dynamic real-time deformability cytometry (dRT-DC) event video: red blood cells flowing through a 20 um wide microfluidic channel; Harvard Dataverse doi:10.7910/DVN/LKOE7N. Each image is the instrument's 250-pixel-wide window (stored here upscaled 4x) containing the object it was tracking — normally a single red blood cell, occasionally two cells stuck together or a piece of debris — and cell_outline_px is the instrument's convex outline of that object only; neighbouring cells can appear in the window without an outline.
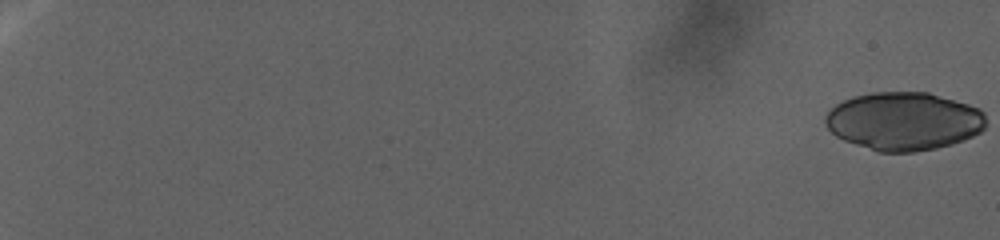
{"species": "human", "species_latin": "Homo sapiens", "temperature_condition": "warm", "stored_images_in_passage": 45, "camera_frame_rate_fps": 3000, "um_per_image_px": 0.085, "donor": {"sex": "female"}, "frame": {"image": 1, "passage_image": 1, "time_ms": 0.0, "image_size_px": [1000, 240], "cell_outline_px": [[984, 128], [980, 132], [964, 140], [952, 144], [936, 148], [912, 152], [876, 152], [844, 140], [836, 136], [824, 124], [824, 116], [836, 104], [852, 96], [872, 92], [928, 92], [968, 104], [980, 108], [984, 112]], "centroid_in_image_um": [76.8, 10.3], "position_along_channel_um": 8.2, "area_um2": 54.62}}
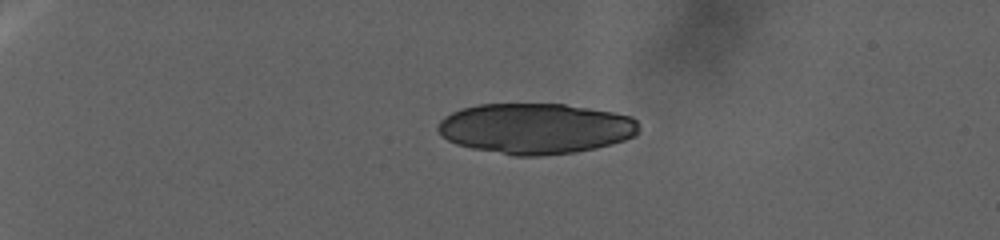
{"frame": {"image": 2, "passage_image": 25, "time_ms": 14.0, "image_size_px": [1000, 240], "cell_outline_px": [[640, 132], [636, 136], [612, 144], [596, 148], [576, 152], [540, 156], [512, 156], [472, 148], [456, 144], [448, 140], [436, 128], [440, 120], [444, 116], [460, 108], [480, 104], [564, 104], [612, 112], [632, 116], [636, 120]], "centroid_in_image_um": [45.52, 10.93], "position_along_channel_um": 39.5, "area_um2": 59.59}}